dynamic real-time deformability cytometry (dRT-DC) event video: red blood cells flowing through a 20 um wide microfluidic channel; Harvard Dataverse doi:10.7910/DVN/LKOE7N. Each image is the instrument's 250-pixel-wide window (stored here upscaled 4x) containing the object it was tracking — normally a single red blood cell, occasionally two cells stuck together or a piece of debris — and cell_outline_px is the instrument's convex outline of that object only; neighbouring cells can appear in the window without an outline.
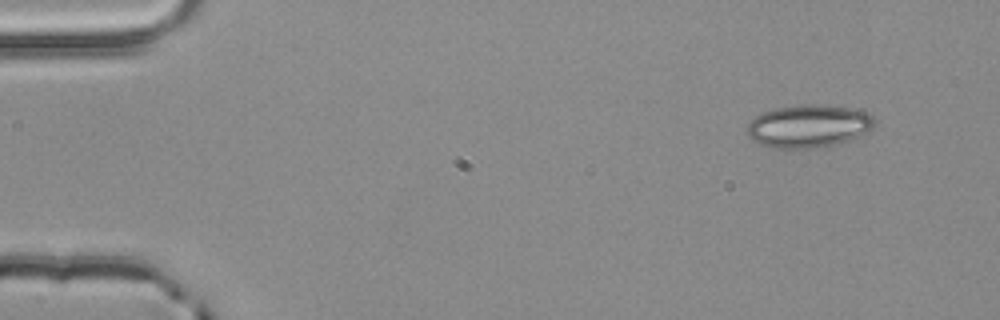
{"species": "common noctule bat (a hibernating species)", "species_latin": "Nyctalus noctula", "temperature_condition": "room temperature", "stored_images_in_passage": 50, "camera_frame_rate_fps": 3000, "um_per_image_px": 0.085, "animal": {"sex": "male", "body_mass_g": 20.4}, "frame": {"image": 1, "passage_image": 1, "time_ms": 0.0, "image_size_px": [1000, 320], "cell_outline_px": [[876, 124], [872, 128], [848, 140], [836, 144], [816, 148], [776, 148], [760, 144], [752, 140], [748, 136], [748, 124], [756, 116], [764, 112], [776, 108], [804, 104], [812, 104], [848, 108], [864, 112], [872, 116], [876, 120]], "centroid_in_image_um": [68.71, 10.73], "position_along_channel_um": 16.3, "area_um2": 31.33}}
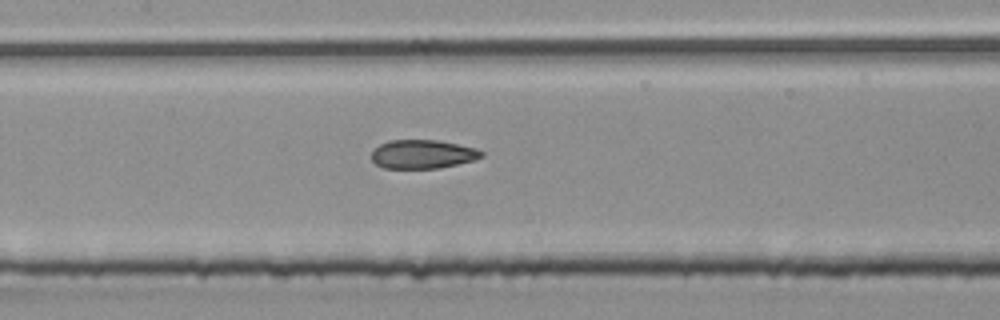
{"frame": {"image": 2, "passage_image": 22, "time_ms": 7.0, "image_size_px": [1000, 320], "cell_outline_px": [[484, 156], [476, 160], [440, 168], [384, 168], [376, 164], [372, 160], [372, 152], [380, 144], [388, 140], [436, 140], [476, 148], [484, 152]], "centroid_in_image_um": [35.95, 13.11], "position_along_channel_um": 171.4, "area_um2": 18.44}}
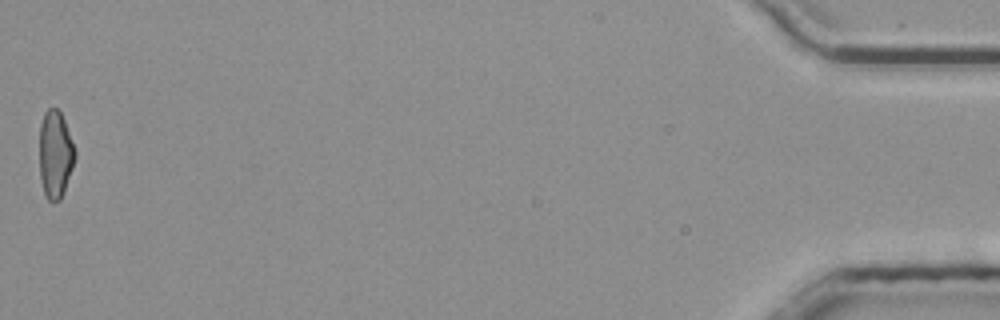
{"frame": {"image": 3, "passage_image": 50, "time_ms": 16.333, "image_size_px": [1000, 320], "cell_outline_px": [[76, 156], [64, 192], [60, 200], [52, 204], [48, 200], [44, 192], [40, 180], [40, 124], [44, 112], [48, 108], [56, 108], [60, 112], [64, 120], [76, 152]], "centroid_in_image_um": [4.69, 13.15], "position_along_channel_um": 430.5, "area_um2": 18.15}, "authors_computed_cell_mechanics": {"area_um2": 19.0162, "velocity_mm_per_s": 3.8891, "shape_relaxation_time_tau1_ms": 9.0125, "shape_relaxation_time_tau2_ms": 1.8846, "deformation_change_tau1": 0.1838, "deformation_change_tau2": 0.0918}}